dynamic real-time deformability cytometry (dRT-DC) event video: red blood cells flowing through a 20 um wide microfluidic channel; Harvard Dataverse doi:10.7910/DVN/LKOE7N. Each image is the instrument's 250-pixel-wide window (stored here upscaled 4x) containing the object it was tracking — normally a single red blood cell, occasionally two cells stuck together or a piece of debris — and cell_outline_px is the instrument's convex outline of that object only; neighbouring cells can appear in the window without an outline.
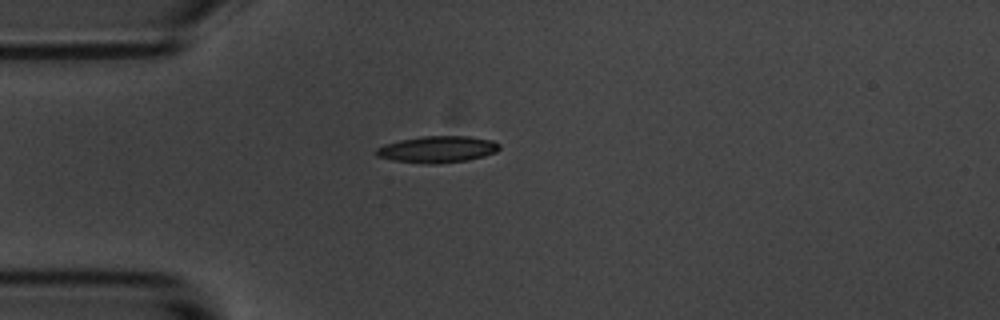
{"species": "common noctule bat (a hibernating species)", "species_latin": "Nyctalus noctula", "temperature_condition": "room temperature", "stored_images_in_passage": 6, "camera_frame_rate_fps": 3000, "um_per_image_px": 0.085, "animal": {"sex": "male", "body_mass_g": 20.1, "forearm_length_mm": 53.5}, "frame": {"image": 1, "passage_image": 1, "time_ms": 0.0, "image_size_px": [1000, 320], "cell_outline_px": [[500, 148], [496, 152], [484, 156], [468, 160], [440, 164], [428, 164], [392, 160], [376, 156], [372, 152], [376, 148], [384, 144], [400, 140], [424, 136], [468, 136], [492, 140], [500, 144]], "centroid_in_image_um": [37.16, 12.7], "position_along_channel_um": 47.8, "area_um2": 19.31}}
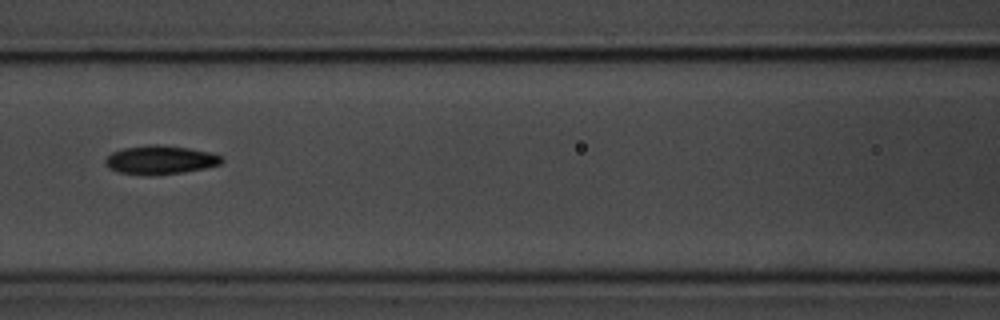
{"frame": {"image": 2, "passage_image": 4, "time_ms": 3.333, "image_size_px": [1000, 320], "cell_outline_px": [[224, 160], [220, 164], [204, 168], [184, 172], [152, 176], [148, 176], [120, 172], [108, 168], [104, 164], [104, 160], [112, 152], [124, 148], [148, 144], [160, 144], [188, 148], [212, 152], [220, 156]], "centroid_in_image_um": [13.6, 13.59], "position_along_channel_um": 153.0, "area_um2": 19.65}}
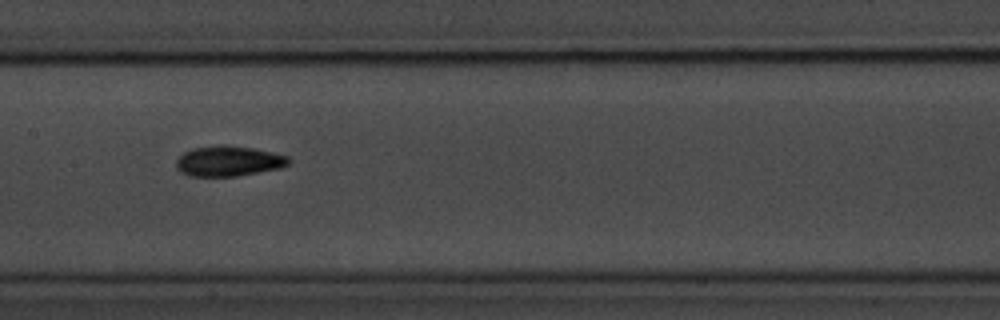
{"frame": {"image": 3, "passage_image": 5, "time_ms": 4.333, "image_size_px": [1000, 320], "cell_outline_px": [[288, 164], [280, 168], [236, 176], [188, 176], [180, 172], [176, 168], [176, 160], [184, 152], [192, 148], [220, 144], [228, 144], [252, 148], [272, 152], [288, 156]], "centroid_in_image_um": [19.38, 13.68], "position_along_channel_um": 188.0, "area_um2": 19.94}}